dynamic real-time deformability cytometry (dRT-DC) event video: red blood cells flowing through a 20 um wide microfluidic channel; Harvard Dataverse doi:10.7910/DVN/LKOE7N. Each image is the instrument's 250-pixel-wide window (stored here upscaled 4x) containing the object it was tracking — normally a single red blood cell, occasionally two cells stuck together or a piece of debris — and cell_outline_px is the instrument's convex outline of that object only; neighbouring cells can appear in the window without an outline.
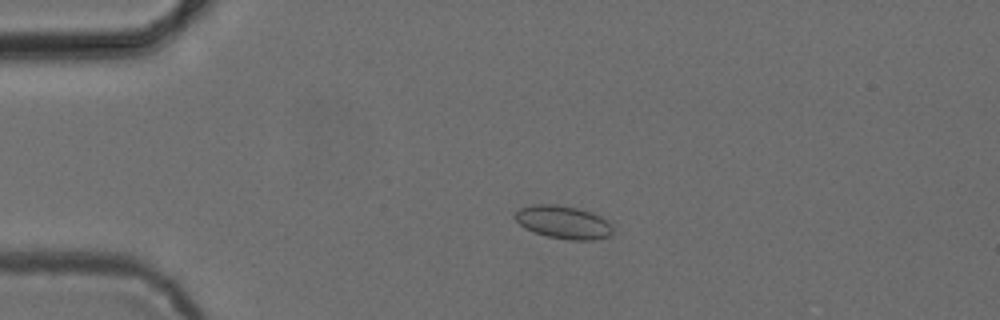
{"species": "common noctule bat (a hibernating species)", "species_latin": "Nyctalus noctula", "temperature_condition": "cold", "stored_images_in_passage": 50, "camera_frame_rate_fps": 3000, "um_per_image_px": 0.085, "animal": {"sex": "female", "body_mass_g": 24.6, "forearm_length_mm": 56.2}, "frame": {"image": 1, "passage_image": 12, "time_ms": 3.667, "image_size_px": [1000, 320], "cell_outline_px": [[612, 232], [608, 236], [592, 240], [568, 240], [548, 236], [524, 228], [512, 216], [520, 208], [536, 204], [552, 204], [576, 208], [600, 216], [612, 224]], "centroid_in_image_um": [47.86, 18.89], "position_along_channel_um": 37.1, "area_um2": 18.55}}
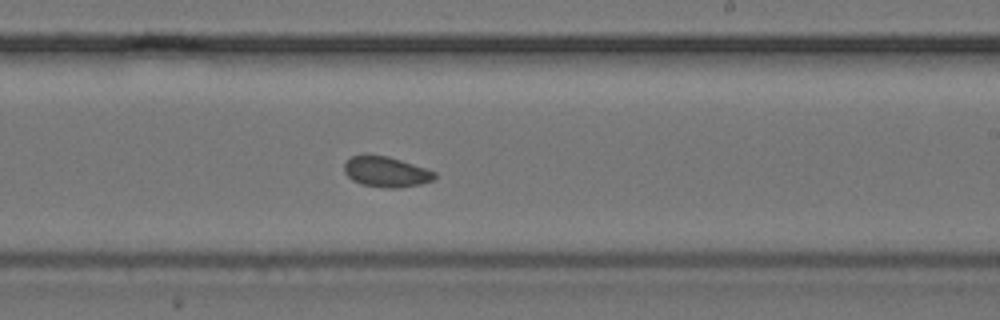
{"frame": {"image": 2, "passage_image": 32, "time_ms": 10.333, "image_size_px": [1000, 320], "cell_outline_px": [[436, 176], [432, 180], [420, 184], [400, 188], [388, 188], [360, 184], [352, 180], [344, 172], [344, 164], [352, 156], [388, 156], [436, 172]], "centroid_in_image_um": [32.81, 14.63], "position_along_channel_um": 256.2, "area_um2": 15.72}}
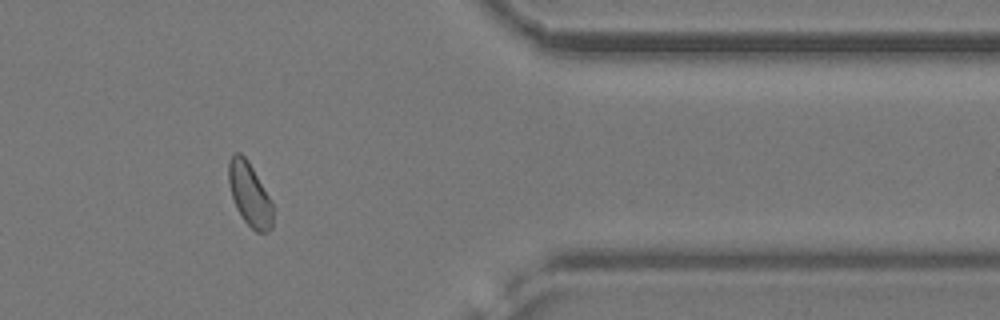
{"frame": {"image": 3, "passage_image": 44, "time_ms": 14.333, "image_size_px": [1000, 320], "cell_outline_px": [[272, 228], [268, 232], [256, 232], [244, 220], [236, 208], [232, 196], [228, 180], [228, 160], [232, 152], [240, 152], [248, 160], [268, 196], [272, 204]], "centroid_in_image_um": [21.18, 16.49], "position_along_channel_um": 390.2, "area_um2": 16.18}, "authors_computed_cell_mechanics": {"area_um2": 16.4152, "velocity_mm_per_s": 3.857, "shape_relaxation_time_tau1_ms": null, "shape_relaxation_time_tau2_ms": 10.1067, "deformation_change_tau1": null, "deformation_change_tau2": 0.1682}}